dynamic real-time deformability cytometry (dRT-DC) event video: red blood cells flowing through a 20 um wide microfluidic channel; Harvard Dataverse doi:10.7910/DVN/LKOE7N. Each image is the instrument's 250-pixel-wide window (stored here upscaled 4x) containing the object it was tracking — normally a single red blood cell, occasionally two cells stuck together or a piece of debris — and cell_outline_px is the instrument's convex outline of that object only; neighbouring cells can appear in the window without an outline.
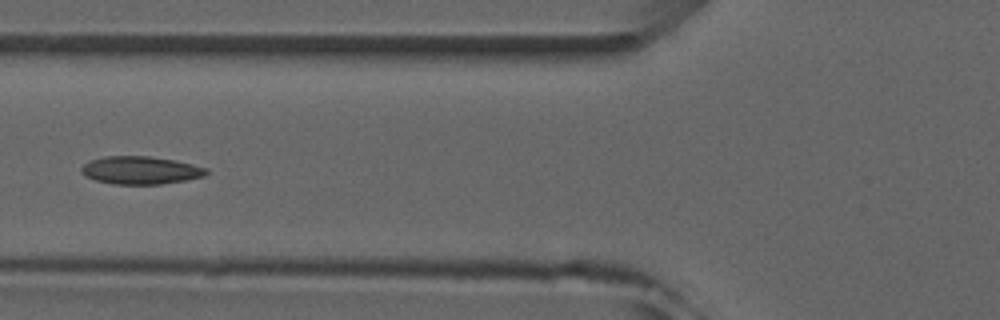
{"species": "common noctule bat (a hibernating species)", "species_latin": "Nyctalus noctula", "temperature_condition": "room temperature", "stored_images_in_passage": 7, "camera_frame_rate_fps": 3000, "um_per_image_px": 0.085, "animal": {"sex": "male", "forearm_length_mm": 52.5}, "frame": {"image": 1, "passage_image": 5, "time_ms": 4.667, "image_size_px": [1000, 320], "cell_outline_px": [[208, 172], [204, 176], [184, 180], [160, 184], [112, 184], [96, 180], [84, 176], [80, 172], [80, 168], [84, 164], [92, 160], [104, 156], [148, 156], [176, 160], [208, 168]], "centroid_in_image_um": [11.93, 14.47], "position_along_channel_um": 113.9, "area_um2": 20.29}}
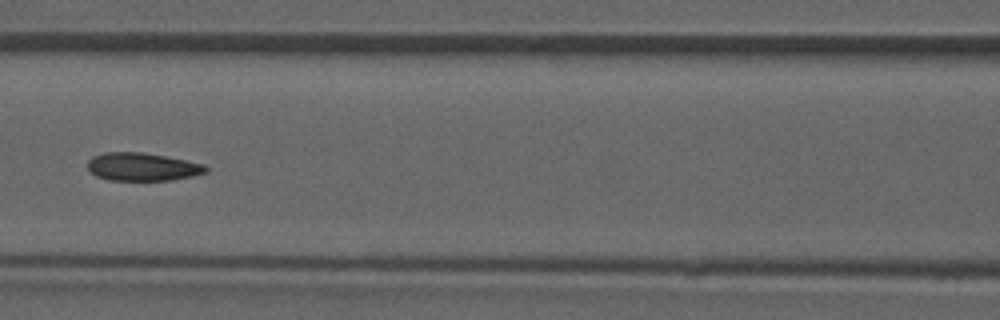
{"frame": {"image": 2, "passage_image": 6, "time_ms": 5.667, "image_size_px": [1000, 320], "cell_outline_px": [[208, 172], [192, 176], [172, 180], [108, 180], [96, 176], [88, 168], [88, 160], [92, 156], [104, 152], [140, 152], [164, 156], [204, 164], [208, 168]], "centroid_in_image_um": [12.09, 14.18], "position_along_channel_um": 154.5, "area_um2": 19.25}}